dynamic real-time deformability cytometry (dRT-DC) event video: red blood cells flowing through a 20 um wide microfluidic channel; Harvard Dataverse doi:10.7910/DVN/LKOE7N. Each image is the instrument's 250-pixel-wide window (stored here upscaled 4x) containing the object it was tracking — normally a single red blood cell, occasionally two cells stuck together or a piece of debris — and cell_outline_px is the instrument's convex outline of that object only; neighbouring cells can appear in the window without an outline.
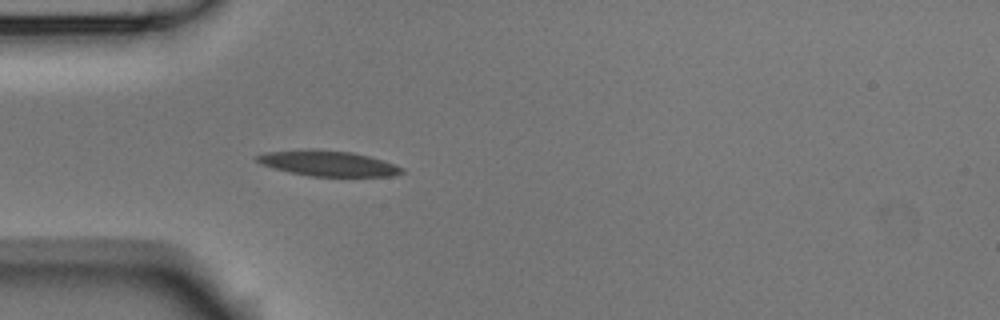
{"species": "Egyptian fruit bat (a non-hibernating species)", "species_latin": "Rousettus aegyptiacus", "temperature_condition": "room temperature", "stored_images_in_passage": 3, "camera_frame_rate_fps": 3000, "um_per_image_px": 0.085, "animal": {"sex": "male"}, "frame": {"image": 1, "passage_image": 3, "time_ms": 0.667, "image_size_px": [1000, 320], "cell_outline_px": [[404, 172], [392, 176], [308, 176], [288, 172], [260, 164], [256, 160], [256, 156], [268, 152], [352, 152], [368, 156], [404, 168]], "centroid_in_image_um": [27.93, 13.95], "position_along_channel_um": 57.1, "area_um2": 20.17}}